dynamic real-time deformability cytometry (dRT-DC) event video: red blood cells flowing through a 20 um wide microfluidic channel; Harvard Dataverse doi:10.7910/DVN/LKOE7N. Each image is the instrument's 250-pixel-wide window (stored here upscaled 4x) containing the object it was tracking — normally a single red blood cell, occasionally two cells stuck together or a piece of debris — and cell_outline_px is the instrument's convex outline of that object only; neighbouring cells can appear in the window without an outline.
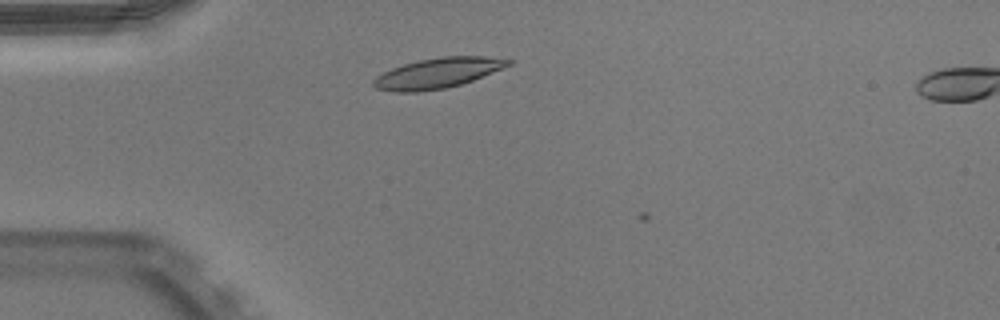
{"species": "Egyptian fruit bat (a non-hibernating species)", "species_latin": "Rousettus aegyptiacus", "temperature_condition": "warm", "stored_images_in_passage": 13, "camera_frame_rate_fps": 3000, "um_per_image_px": 0.085, "animal": {"sex": "male"}, "frame": {"image": 1, "passage_image": 7, "time_ms": 2.0, "image_size_px": [1000, 320], "cell_outline_px": [[512, 64], [472, 80], [460, 84], [444, 88], [416, 92], [396, 92], [376, 88], [372, 84], [372, 80], [376, 76], [392, 68], [404, 64], [420, 60], [440, 56], [484, 56], [512, 60]], "centroid_in_image_um": [37.17, 6.21], "position_along_channel_um": 47.8, "area_um2": 23.47}}